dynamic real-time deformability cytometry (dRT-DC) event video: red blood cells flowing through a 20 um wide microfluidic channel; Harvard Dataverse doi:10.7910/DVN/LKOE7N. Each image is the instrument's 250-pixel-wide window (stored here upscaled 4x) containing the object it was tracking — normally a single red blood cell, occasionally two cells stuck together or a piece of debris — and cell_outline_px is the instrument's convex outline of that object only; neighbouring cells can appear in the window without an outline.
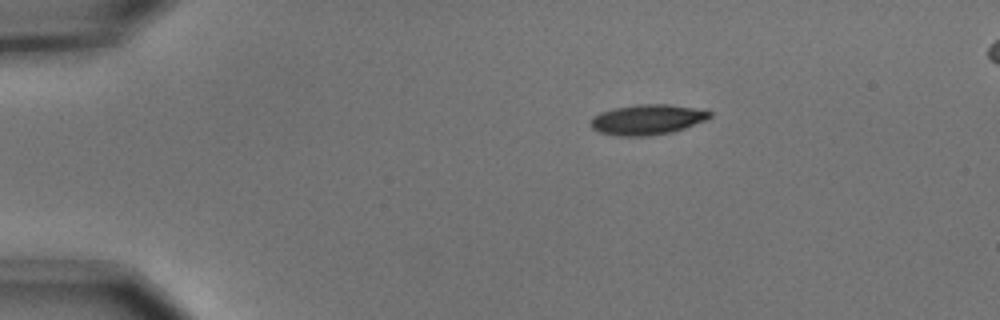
{"species": "common noctule bat (a hibernating species)", "species_latin": "Nyctalus noctula", "temperature_condition": "cold", "stored_images_in_passage": 3, "segment_of_instrument_passage": [1, 2], "camera_frame_rate_fps": 3000, "um_per_image_px": 0.085, "animal": {"sex": "male", "body_mass_g": 15.6}, "frame": {"image": 1, "passage_image": 1, "time_ms": 0.0, "image_size_px": [1000, 320], "cell_outline_px": [[712, 116], [708, 120], [672, 132], [644, 136], [620, 136], [600, 132], [592, 128], [588, 124], [592, 116], [600, 112], [616, 108], [636, 104], [668, 104], [692, 108], [712, 112]], "centroid_in_image_um": [55.0, 10.16], "position_along_channel_um": 30.0, "area_um2": 20.98}}